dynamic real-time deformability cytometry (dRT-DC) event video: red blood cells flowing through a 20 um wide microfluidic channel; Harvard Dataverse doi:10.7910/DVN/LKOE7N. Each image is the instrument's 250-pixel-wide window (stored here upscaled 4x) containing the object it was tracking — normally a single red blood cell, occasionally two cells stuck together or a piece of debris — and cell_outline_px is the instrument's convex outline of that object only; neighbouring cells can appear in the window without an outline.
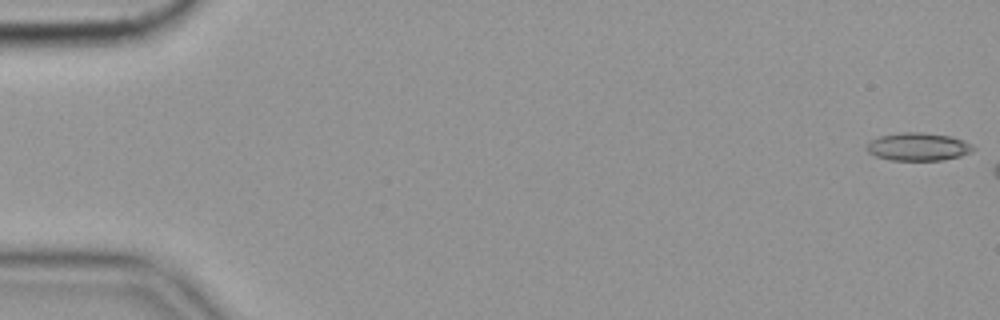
{"species": "common noctule bat (a hibernating species)", "species_latin": "Nyctalus noctula", "temperature_condition": "cold", "stored_images_in_passage": 7, "camera_frame_rate_fps": 3000, "um_per_image_px": 0.085, "animal": {"sex": "female", "body_mass_g": 19.9}, "frame": {"image": 1, "passage_image": 1, "time_ms": 0.0, "image_size_px": [1000, 320], "cell_outline_px": [[976, 148], [972, 152], [960, 156], [940, 160], [888, 160], [876, 156], [868, 152], [864, 148], [868, 140], [880, 136], [900, 132], [920, 132], [952, 136], [964, 140], [972, 144]], "centroid_in_image_um": [78.02, 12.46], "position_along_channel_um": 7.0, "area_um2": 17.63}}